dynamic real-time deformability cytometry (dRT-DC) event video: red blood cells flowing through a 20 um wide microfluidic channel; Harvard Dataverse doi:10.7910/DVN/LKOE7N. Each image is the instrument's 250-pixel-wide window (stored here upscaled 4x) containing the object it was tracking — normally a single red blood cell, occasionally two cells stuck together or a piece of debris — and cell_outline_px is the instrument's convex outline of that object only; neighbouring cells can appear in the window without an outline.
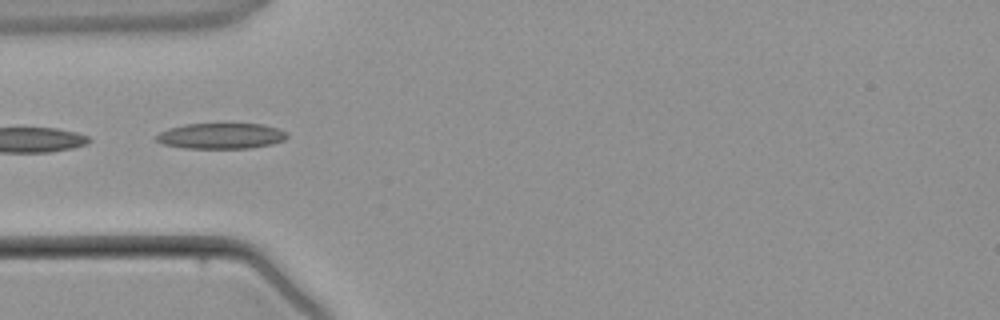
{"species": "common noctule bat (a hibernating species)", "species_latin": "Nyctalus noctula", "temperature_condition": "warm", "stored_images_in_passage": 3, "camera_frame_rate_fps": 3000, "um_per_image_px": 0.085, "animal": {"sex": "male", "body_mass_g": 21.5, "forearm_length_mm": 52.0}, "frame": {"image": 1, "passage_image": 3, "time_ms": 3.0, "image_size_px": [1000, 320], "cell_outline_px": [[288, 136], [284, 140], [272, 144], [248, 148], [184, 148], [164, 144], [156, 140], [156, 136], [160, 132], [168, 128], [184, 124], [264, 124], [288, 132]], "centroid_in_image_um": [18.8, 11.55], "position_along_channel_um": 66.2, "area_um2": 19.54}}